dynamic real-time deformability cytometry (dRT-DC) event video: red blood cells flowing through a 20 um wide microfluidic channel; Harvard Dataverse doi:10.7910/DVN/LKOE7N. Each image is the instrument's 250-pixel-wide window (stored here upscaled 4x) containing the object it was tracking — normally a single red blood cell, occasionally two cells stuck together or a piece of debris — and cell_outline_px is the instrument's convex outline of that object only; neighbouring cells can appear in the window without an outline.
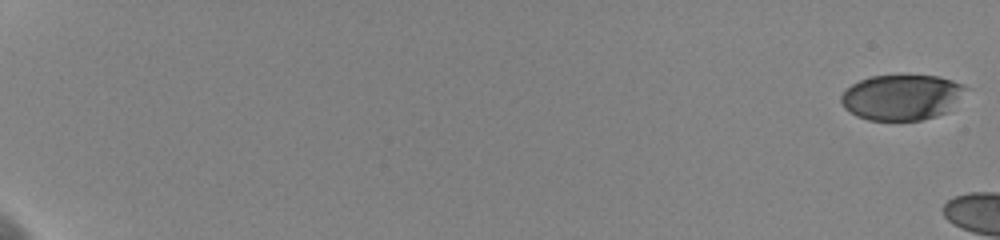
{"species": "human", "species_latin": "Homo sapiens", "temperature_condition": "cold", "stored_images_in_passage": 7, "camera_frame_rate_fps": 3000, "um_per_image_px": 0.085, "donor": {"sex": "female"}, "frame": {"image": 1, "passage_image": 1, "time_ms": 0.0, "image_size_px": [1000, 240], "cell_outline_px": [[968, 88], [948, 112], [936, 116], [920, 120], [868, 120], [856, 116], [844, 108], [840, 100], [840, 96], [852, 84], [860, 80], [872, 76], [940, 76], [964, 84]], "centroid_in_image_um": [76.65, 8.27], "position_along_channel_um": 8.3, "area_um2": 33.0}}